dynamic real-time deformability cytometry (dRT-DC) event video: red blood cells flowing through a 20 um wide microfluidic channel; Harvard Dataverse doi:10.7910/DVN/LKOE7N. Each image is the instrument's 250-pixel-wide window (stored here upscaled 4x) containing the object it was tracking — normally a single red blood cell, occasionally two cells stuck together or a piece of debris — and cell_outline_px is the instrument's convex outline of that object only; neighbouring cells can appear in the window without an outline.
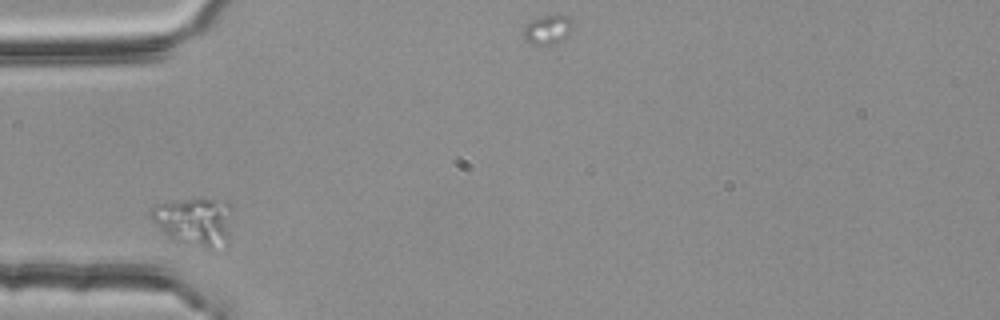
{"species": "common noctule bat (a hibernating species)", "species_latin": "Nyctalus noctula", "temperature_condition": "room temperature", "stored_images_in_passage": 2, "camera_frame_rate_fps": 3000, "um_per_image_px": 0.085, "animal": {"sex": "female", "body_mass_g": 25.1}, "frame": {"image": 1, "passage_image": 1, "time_ms": 0.0, "image_size_px": [1000, 320], "cell_outline_px": [[232, 208], [228, 244], [208, 248], [204, 248], [172, 240], [148, 216], [148, 212], [156, 204], [200, 196], [228, 200], [232, 204]], "centroid_in_image_um": [16.57, 18.76], "position_along_channel_um": 68.4, "area_um2": 23.7}}